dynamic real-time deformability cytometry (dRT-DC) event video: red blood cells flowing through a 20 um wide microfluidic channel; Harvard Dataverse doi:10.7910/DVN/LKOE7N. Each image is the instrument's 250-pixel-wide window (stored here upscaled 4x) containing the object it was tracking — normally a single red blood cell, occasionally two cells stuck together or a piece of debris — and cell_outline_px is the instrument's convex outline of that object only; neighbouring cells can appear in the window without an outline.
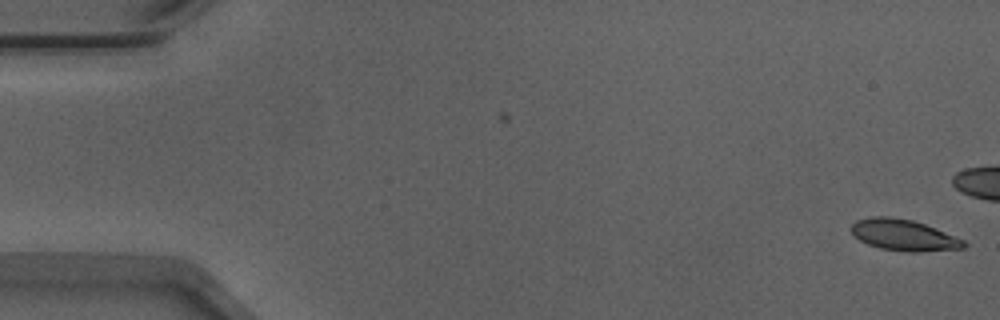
{"species": "Egyptian fruit bat (a non-hibernating species)", "species_latin": "Rousettus aegyptiacus", "temperature_condition": "warm", "stored_images_in_passage": 5, "camera_frame_rate_fps": 3000, "um_per_image_px": 0.085, "animal": {"sex": "male"}, "frame": {"image": 1, "passage_image": 5, "time_ms": 1.333, "image_size_px": [1000, 320], "cell_outline_px": [[968, 244], [964, 248], [920, 252], [908, 252], [880, 248], [868, 244], [860, 240], [848, 228], [856, 220], [872, 216], [888, 216], [912, 220], [936, 228], [964, 240]], "centroid_in_image_um": [76.81, 19.98], "position_along_channel_um": 8.2, "area_um2": 20.52}}